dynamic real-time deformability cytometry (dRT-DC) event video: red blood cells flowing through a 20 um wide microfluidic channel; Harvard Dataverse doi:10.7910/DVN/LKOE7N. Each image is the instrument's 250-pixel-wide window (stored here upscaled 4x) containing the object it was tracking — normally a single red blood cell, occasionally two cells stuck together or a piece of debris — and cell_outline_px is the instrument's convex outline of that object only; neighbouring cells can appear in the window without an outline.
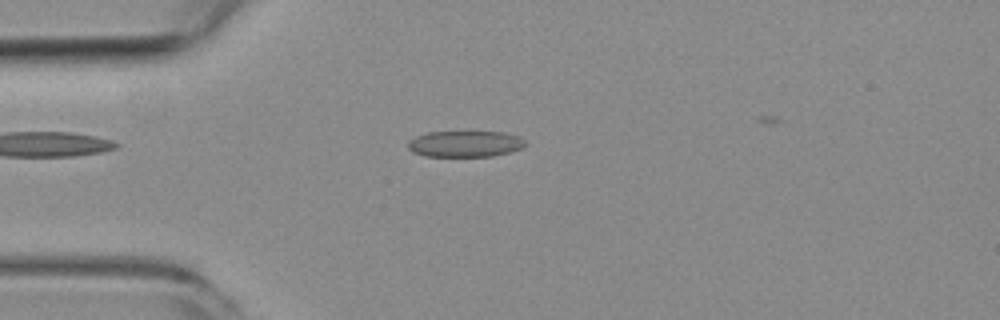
{"species": "common noctule bat (a hibernating species)", "species_latin": "Nyctalus noctula", "temperature_condition": "room temperature", "stored_images_in_passage": 4, "camera_frame_rate_fps": 3000, "um_per_image_px": 0.085, "animal": {"sex": "female", "body_mass_g": 19.3, "forearm_length_mm": 54.1}, "frame": {"image": 1, "passage_image": 3, "time_ms": 2.333, "image_size_px": [1000, 320], "cell_outline_px": [[528, 144], [524, 148], [492, 156], [424, 156], [412, 152], [408, 148], [408, 140], [416, 136], [428, 132], [504, 132], [520, 136]], "centroid_in_image_um": [39.55, 12.23], "position_along_channel_um": 45.4, "area_um2": 18.03}}